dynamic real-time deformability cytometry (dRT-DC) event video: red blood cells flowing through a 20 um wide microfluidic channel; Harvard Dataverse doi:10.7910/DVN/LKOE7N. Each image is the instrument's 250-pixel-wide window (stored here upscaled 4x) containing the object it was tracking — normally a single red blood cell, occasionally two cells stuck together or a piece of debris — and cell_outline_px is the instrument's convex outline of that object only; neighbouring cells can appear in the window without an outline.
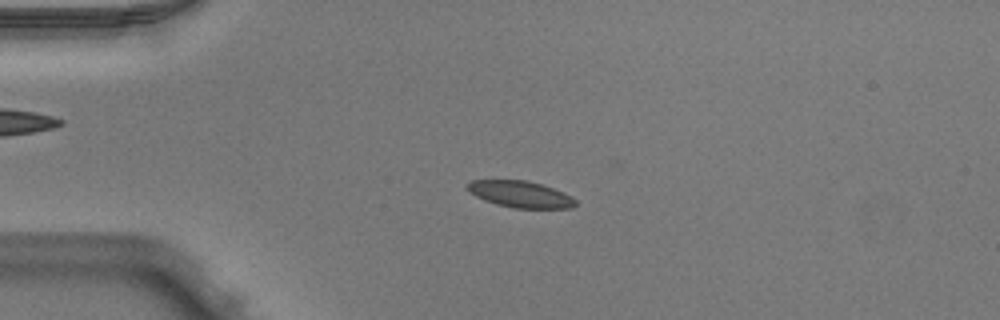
{"species": "Egyptian fruit bat (a non-hibernating species)", "species_latin": "Rousettus aegyptiacus", "temperature_condition": "warm", "stored_images_in_passage": 46, "camera_frame_rate_fps": 3000, "um_per_image_px": 0.085, "animal": {"sex": "male"}, "frame": {"image": 1, "passage_image": 13, "time_ms": 4.0, "image_size_px": [1000, 320], "cell_outline_px": [[576, 204], [572, 208], [512, 208], [496, 204], [484, 200], [468, 192], [464, 188], [464, 184], [472, 180], [524, 180], [540, 184], [552, 188], [576, 200]], "centroid_in_image_um": [44.13, 16.51], "position_along_channel_um": 40.9, "area_um2": 16.65}}
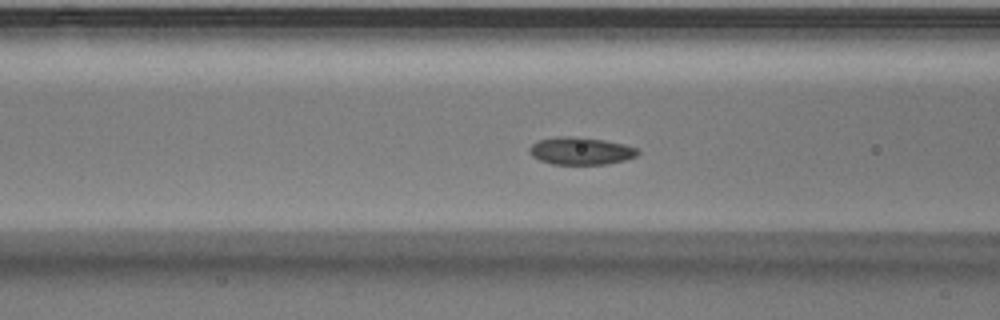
{"frame": {"image": 2, "passage_image": 21, "time_ms": 6.667, "image_size_px": [1000, 320], "cell_outline_px": [[640, 152], [636, 156], [624, 160], [608, 164], [552, 164], [540, 160], [532, 156], [528, 152], [528, 148], [532, 144], [540, 140], [560, 136], [576, 136], [604, 140], [624, 144], [636, 148]], "centroid_in_image_um": [49.35, 12.83], "position_along_channel_um": 117.2, "area_um2": 17.34}}
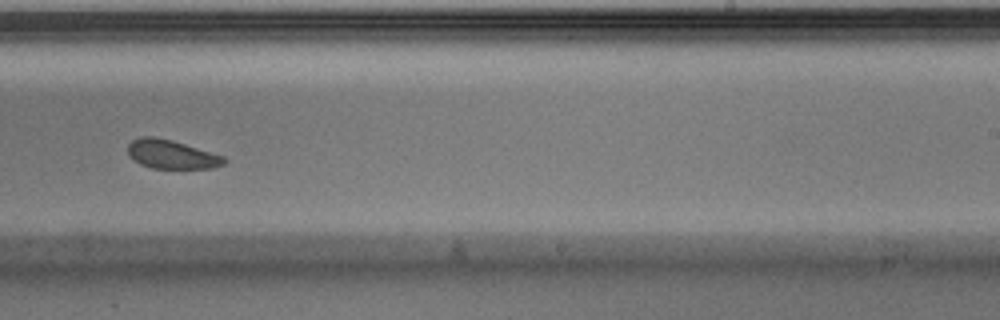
{"frame": {"image": 3, "passage_image": 33, "time_ms": 10.667, "image_size_px": [1000, 320], "cell_outline_px": [[228, 160], [224, 164], [212, 168], [152, 168], [140, 164], [132, 160], [128, 152], [128, 144], [132, 140], [140, 136], [152, 136], [172, 140], [224, 156]], "centroid_in_image_um": [14.56, 13.12], "position_along_channel_um": 274.4, "area_um2": 16.18}, "authors_computed_cell_mechanics": {"area_um2": 16.9354, "velocity_mm_per_s": 3.9336, "shape_relaxation_time_tau1_ms": 1.6806, "shape_relaxation_time_tau2_ms": 4.376, "deformation_change_tau1": 0.0812, "deformation_change_tau2": 0.1036}}